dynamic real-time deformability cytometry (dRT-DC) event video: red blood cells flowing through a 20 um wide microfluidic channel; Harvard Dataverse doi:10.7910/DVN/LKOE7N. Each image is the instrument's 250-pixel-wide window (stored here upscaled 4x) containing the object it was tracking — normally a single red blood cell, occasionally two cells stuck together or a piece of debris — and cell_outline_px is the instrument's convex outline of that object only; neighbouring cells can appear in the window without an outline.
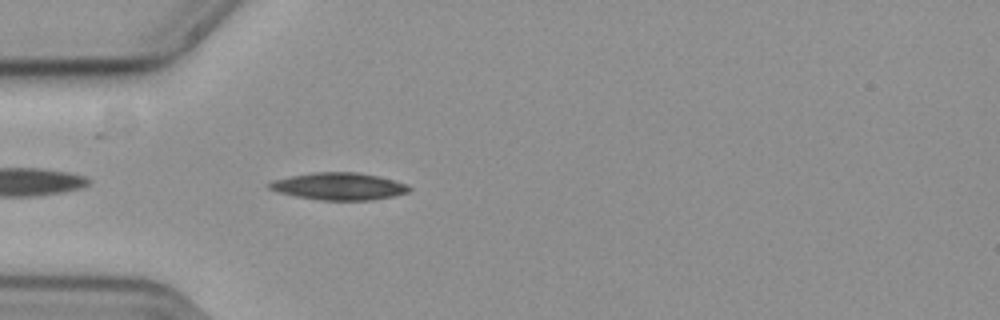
{"species": "common noctule bat (a hibernating species)", "species_latin": "Nyctalus noctula", "temperature_condition": "cold", "stored_images_in_passage": 17, "camera_frame_rate_fps": 3000, "um_per_image_px": 0.085, "animal": {"sex": "female", "body_mass_g": 19.3, "forearm_length_mm": 54.1}, "frame": {"image": 1, "passage_image": 3, "time_ms": 0.667, "image_size_px": [1000, 320], "cell_outline_px": [[412, 188], [408, 192], [392, 196], [372, 200], [320, 200], [296, 196], [280, 192], [268, 188], [268, 184], [272, 180], [312, 172], [356, 172], [376, 176], [408, 184]], "centroid_in_image_um": [28.81, 15.84], "position_along_channel_um": 56.2, "area_um2": 21.96}}
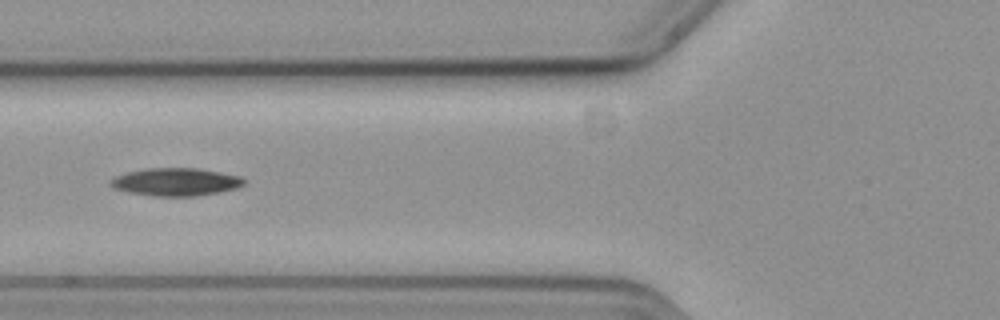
{"frame": {"image": 2, "passage_image": 8, "time_ms": 2.333, "image_size_px": [1000, 320], "cell_outline_px": [[248, 180], [244, 184], [236, 188], [220, 192], [196, 196], [152, 196], [128, 192], [116, 188], [108, 184], [116, 176], [128, 172], [148, 168], [196, 168], [220, 172], [240, 176]], "centroid_in_image_um": [14.99, 15.46], "position_along_channel_um": 110.8, "area_um2": 21.56}}